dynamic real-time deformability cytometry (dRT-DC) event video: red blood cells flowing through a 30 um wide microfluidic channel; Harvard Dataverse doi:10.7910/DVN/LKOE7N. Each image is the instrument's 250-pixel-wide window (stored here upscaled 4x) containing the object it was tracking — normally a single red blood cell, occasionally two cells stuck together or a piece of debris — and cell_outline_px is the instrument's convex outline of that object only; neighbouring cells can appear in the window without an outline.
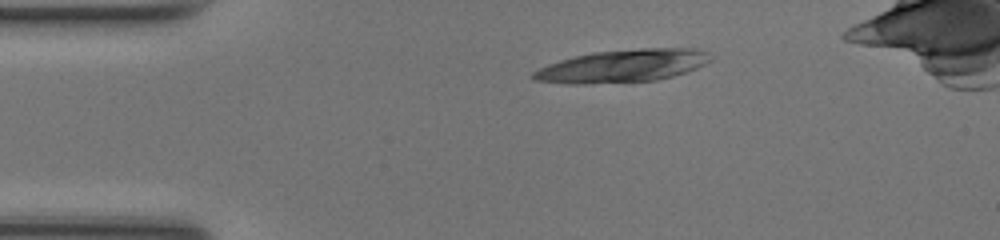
{"species": "common noctule bat (a hibernating species)", "species_latin": "Nyctalus noctula", "temperature_condition": "room temperature", "stored_images_in_passage": 8, "camera_frame_rate_fps": 3000, "um_per_image_px": 0.085, "animal": {"sex": "female", "body_mass_g": 17.0, "forearm_length_mm": 48.0}, "frame": {"image": 1, "passage_image": 1, "time_ms": 0.0, "image_size_px": [1000, 240], "cell_outline_px": [[712, 60], [696, 68], [672, 76], [656, 80], [584, 84], [568, 84], [536, 80], [528, 76], [532, 72], [548, 64], [572, 56], [592, 52], [640, 48], [696, 48], [708, 52]], "centroid_in_image_um": [52.9, 5.59], "position_along_channel_um": 32.1, "area_um2": 33.81}}